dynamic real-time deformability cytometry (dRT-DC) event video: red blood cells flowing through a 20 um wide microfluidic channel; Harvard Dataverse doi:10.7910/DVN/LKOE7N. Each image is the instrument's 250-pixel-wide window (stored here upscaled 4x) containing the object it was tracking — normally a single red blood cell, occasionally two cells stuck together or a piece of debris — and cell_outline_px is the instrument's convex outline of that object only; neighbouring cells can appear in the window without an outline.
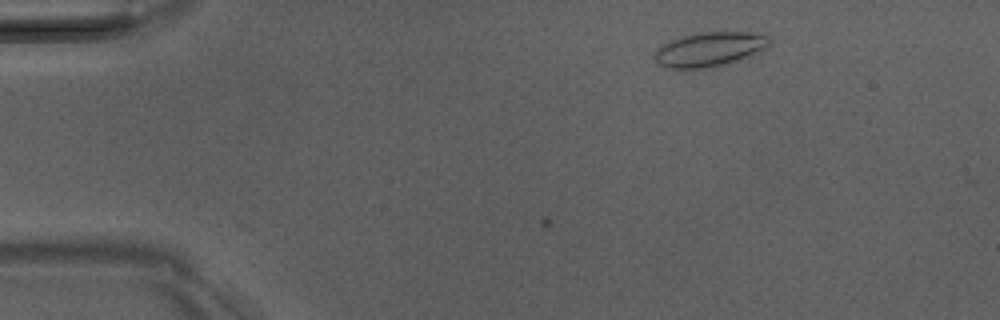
{"species": "Egyptian fruit bat (a non-hibernating species)", "species_latin": "Rousettus aegyptiacus", "temperature_condition": "room temperature", "stored_images_in_passage": 4, "camera_frame_rate_fps": 3000, "um_per_image_px": 0.085, "animal": {"sex": "male"}, "frame": {"image": 1, "passage_image": 4, "time_ms": 1.0, "image_size_px": [1000, 320], "cell_outline_px": [[772, 40], [768, 44], [752, 56], [712, 68], [664, 68], [652, 56], [664, 44], [672, 40], [684, 36], [700, 32], [744, 32], [768, 36]], "centroid_in_image_um": [60.31, 4.2], "position_along_channel_um": 24.7, "area_um2": 22.72}}